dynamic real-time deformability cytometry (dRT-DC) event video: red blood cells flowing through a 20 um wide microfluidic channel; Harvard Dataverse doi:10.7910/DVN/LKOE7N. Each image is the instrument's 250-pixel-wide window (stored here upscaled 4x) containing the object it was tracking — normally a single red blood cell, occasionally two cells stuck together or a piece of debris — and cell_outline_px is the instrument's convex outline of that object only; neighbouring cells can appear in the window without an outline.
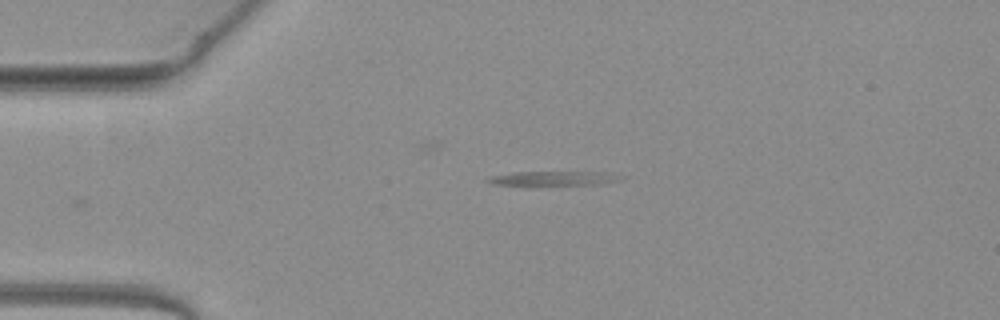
{"species": "common noctule bat (a hibernating species)", "species_latin": "Nyctalus noctula", "temperature_condition": "warm", "stored_images_in_passage": 42, "camera_frame_rate_fps": 3000, "um_per_image_px": 0.085, "animal": {"sex": "female", "body_mass_g": 19.3, "forearm_length_mm": 54.1}, "frame": {"image": 1, "passage_image": 1, "time_ms": 0.0, "image_size_px": [1000, 320], "cell_outline_px": [[624, 176], [616, 180], [596, 184], [496, 184], [484, 180], [488, 176], [516, 172], [604, 172]], "centroid_in_image_um": [47.0, 15.13], "position_along_channel_um": 38.0, "area_um2": 10.46}}
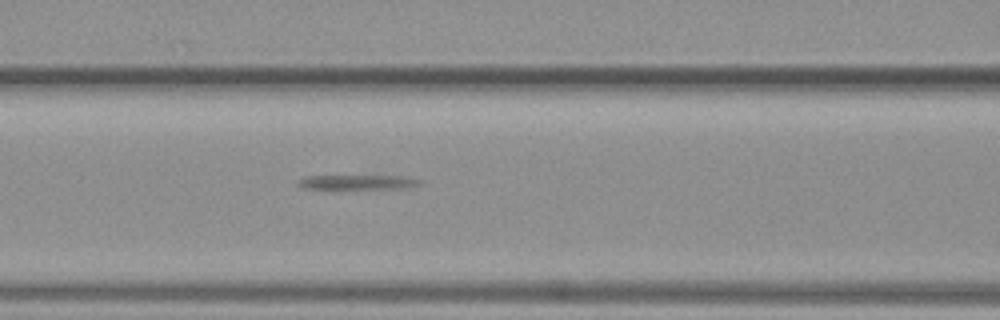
{"frame": {"image": 2, "passage_image": 11, "time_ms": 3.333, "image_size_px": [1000, 320], "cell_outline_px": [[420, 184], [408, 188], [332, 192], [304, 188], [296, 184], [296, 180], [304, 176], [396, 176], [420, 180]], "centroid_in_image_um": [30.21, 15.56], "position_along_channel_um": 136.4, "area_um2": 11.5}}
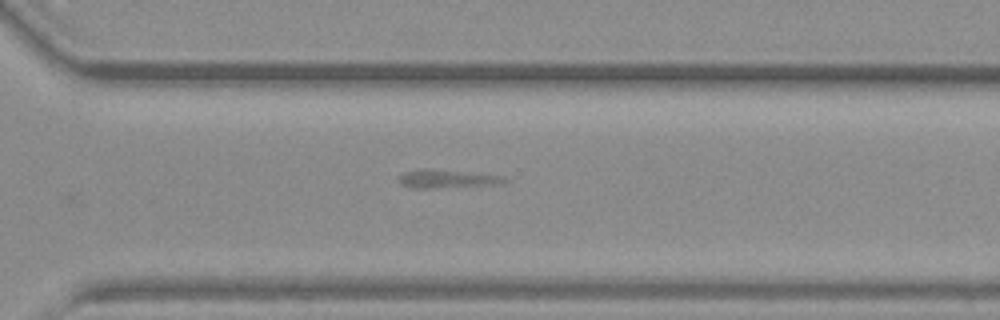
{"frame": {"image": 3, "passage_image": 26, "time_ms": 8.333, "image_size_px": [1000, 320], "cell_outline_px": [[508, 180], [504, 184], [432, 188], [412, 188], [400, 184], [400, 176], [404, 172], [424, 168], [428, 168], [504, 176]], "centroid_in_image_um": [38.02, 15.2], "position_along_channel_um": 332.6, "area_um2": 11.27}, "authors_computed_cell_mechanics": {"area_um2": 10.3173, "velocity_mm_per_s": 3.9421, "shape_relaxation_time_tau1_ms": 2.7867, "shape_relaxation_time_tau2_ms": null, "deformation_change_tau1": 0.1643, "deformation_change_tau2": null}}